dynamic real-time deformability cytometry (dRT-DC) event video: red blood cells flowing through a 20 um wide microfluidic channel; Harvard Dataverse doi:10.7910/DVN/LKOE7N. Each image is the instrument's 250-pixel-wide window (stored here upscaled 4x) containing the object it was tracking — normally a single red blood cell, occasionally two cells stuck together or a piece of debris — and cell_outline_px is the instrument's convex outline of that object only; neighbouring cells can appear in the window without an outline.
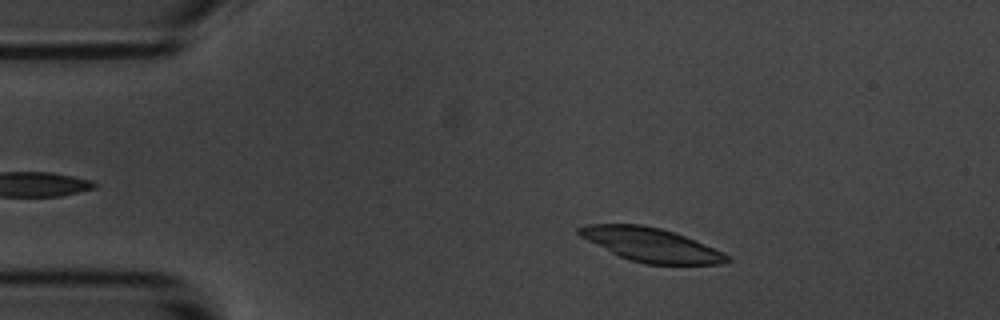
{"species": "common noctule bat (a hibernating species)", "species_latin": "Nyctalus noctula", "temperature_condition": "room temperature", "stored_images_in_passage": 54, "camera_frame_rate_fps": 3000, "um_per_image_px": 0.085, "animal": {"sex": "male", "body_mass_g": 20.1, "forearm_length_mm": 53.5}, "frame": {"image": 1, "passage_image": 8, "time_ms": 2.333, "image_size_px": [1000, 320], "cell_outline_px": [[732, 260], [720, 264], [644, 264], [628, 260], [580, 236], [576, 232], [576, 228], [588, 224], [640, 224], [660, 228], [684, 236], [732, 256]], "centroid_in_image_um": [55.34, 20.81], "position_along_channel_um": 29.7, "area_um2": 28.78}}